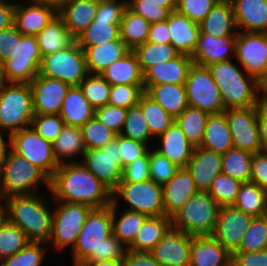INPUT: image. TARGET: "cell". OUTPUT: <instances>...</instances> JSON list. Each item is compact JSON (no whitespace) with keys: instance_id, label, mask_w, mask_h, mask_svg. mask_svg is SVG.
<instances>
[{"instance_id":"obj_69","label":"cell","mask_w":267,"mask_h":266,"mask_svg":"<svg viewBox=\"0 0 267 266\" xmlns=\"http://www.w3.org/2000/svg\"><path fill=\"white\" fill-rule=\"evenodd\" d=\"M15 3L7 1L0 2V30L14 25Z\"/></svg>"},{"instance_id":"obj_40","label":"cell","mask_w":267,"mask_h":266,"mask_svg":"<svg viewBox=\"0 0 267 266\" xmlns=\"http://www.w3.org/2000/svg\"><path fill=\"white\" fill-rule=\"evenodd\" d=\"M233 207L252 215H267V192L254 182H243Z\"/></svg>"},{"instance_id":"obj_31","label":"cell","mask_w":267,"mask_h":266,"mask_svg":"<svg viewBox=\"0 0 267 266\" xmlns=\"http://www.w3.org/2000/svg\"><path fill=\"white\" fill-rule=\"evenodd\" d=\"M98 0H71L59 12L64 25L76 39L94 20Z\"/></svg>"},{"instance_id":"obj_11","label":"cell","mask_w":267,"mask_h":266,"mask_svg":"<svg viewBox=\"0 0 267 266\" xmlns=\"http://www.w3.org/2000/svg\"><path fill=\"white\" fill-rule=\"evenodd\" d=\"M185 88L189 106L199 108L209 115L225 111L219 87L207 67L193 64Z\"/></svg>"},{"instance_id":"obj_37","label":"cell","mask_w":267,"mask_h":266,"mask_svg":"<svg viewBox=\"0 0 267 266\" xmlns=\"http://www.w3.org/2000/svg\"><path fill=\"white\" fill-rule=\"evenodd\" d=\"M171 227V217L169 216L149 217L128 249L149 252L162 240Z\"/></svg>"},{"instance_id":"obj_5","label":"cell","mask_w":267,"mask_h":266,"mask_svg":"<svg viewBox=\"0 0 267 266\" xmlns=\"http://www.w3.org/2000/svg\"><path fill=\"white\" fill-rule=\"evenodd\" d=\"M219 209L207 191H198L171 216L172 227L190 236H212Z\"/></svg>"},{"instance_id":"obj_22","label":"cell","mask_w":267,"mask_h":266,"mask_svg":"<svg viewBox=\"0 0 267 266\" xmlns=\"http://www.w3.org/2000/svg\"><path fill=\"white\" fill-rule=\"evenodd\" d=\"M198 191H208L214 178L222 172V154L202 147L194 148L187 164Z\"/></svg>"},{"instance_id":"obj_13","label":"cell","mask_w":267,"mask_h":266,"mask_svg":"<svg viewBox=\"0 0 267 266\" xmlns=\"http://www.w3.org/2000/svg\"><path fill=\"white\" fill-rule=\"evenodd\" d=\"M113 201L122 197L131 211L148 217L165 215L163 206L162 186L152 180L129 183L120 182L119 187L112 193Z\"/></svg>"},{"instance_id":"obj_35","label":"cell","mask_w":267,"mask_h":266,"mask_svg":"<svg viewBox=\"0 0 267 266\" xmlns=\"http://www.w3.org/2000/svg\"><path fill=\"white\" fill-rule=\"evenodd\" d=\"M201 147L221 154L234 147L224 112L209 115Z\"/></svg>"},{"instance_id":"obj_62","label":"cell","mask_w":267,"mask_h":266,"mask_svg":"<svg viewBox=\"0 0 267 266\" xmlns=\"http://www.w3.org/2000/svg\"><path fill=\"white\" fill-rule=\"evenodd\" d=\"M126 8V0H98V9L94 18L122 19Z\"/></svg>"},{"instance_id":"obj_74","label":"cell","mask_w":267,"mask_h":266,"mask_svg":"<svg viewBox=\"0 0 267 266\" xmlns=\"http://www.w3.org/2000/svg\"><path fill=\"white\" fill-rule=\"evenodd\" d=\"M159 3V6L166 8L169 12L177 10V0H149Z\"/></svg>"},{"instance_id":"obj_46","label":"cell","mask_w":267,"mask_h":266,"mask_svg":"<svg viewBox=\"0 0 267 266\" xmlns=\"http://www.w3.org/2000/svg\"><path fill=\"white\" fill-rule=\"evenodd\" d=\"M132 51L137 56L143 73L156 64L173 60L180 55L171 43L157 44L148 41L135 47Z\"/></svg>"},{"instance_id":"obj_73","label":"cell","mask_w":267,"mask_h":266,"mask_svg":"<svg viewBox=\"0 0 267 266\" xmlns=\"http://www.w3.org/2000/svg\"><path fill=\"white\" fill-rule=\"evenodd\" d=\"M80 266H124L123 261L104 260L97 262H83Z\"/></svg>"},{"instance_id":"obj_20","label":"cell","mask_w":267,"mask_h":266,"mask_svg":"<svg viewBox=\"0 0 267 266\" xmlns=\"http://www.w3.org/2000/svg\"><path fill=\"white\" fill-rule=\"evenodd\" d=\"M194 61L191 56L180 54L173 60H168L148 68L144 73V91L153 85L185 84L188 73Z\"/></svg>"},{"instance_id":"obj_75","label":"cell","mask_w":267,"mask_h":266,"mask_svg":"<svg viewBox=\"0 0 267 266\" xmlns=\"http://www.w3.org/2000/svg\"><path fill=\"white\" fill-rule=\"evenodd\" d=\"M4 204H5V206H3L2 203H0V227L7 220V207H6V202H4Z\"/></svg>"},{"instance_id":"obj_29","label":"cell","mask_w":267,"mask_h":266,"mask_svg":"<svg viewBox=\"0 0 267 266\" xmlns=\"http://www.w3.org/2000/svg\"><path fill=\"white\" fill-rule=\"evenodd\" d=\"M80 47L84 50L89 74H100L130 51L121 38L94 46Z\"/></svg>"},{"instance_id":"obj_21","label":"cell","mask_w":267,"mask_h":266,"mask_svg":"<svg viewBox=\"0 0 267 266\" xmlns=\"http://www.w3.org/2000/svg\"><path fill=\"white\" fill-rule=\"evenodd\" d=\"M236 36L216 38L207 33H200L197 45L191 54L194 64L207 67L213 63L231 60L230 54L235 55Z\"/></svg>"},{"instance_id":"obj_1","label":"cell","mask_w":267,"mask_h":266,"mask_svg":"<svg viewBox=\"0 0 267 266\" xmlns=\"http://www.w3.org/2000/svg\"><path fill=\"white\" fill-rule=\"evenodd\" d=\"M128 251L122 241L112 234V203L92 209L72 249L73 266L83 262L104 260L123 261Z\"/></svg>"},{"instance_id":"obj_24","label":"cell","mask_w":267,"mask_h":266,"mask_svg":"<svg viewBox=\"0 0 267 266\" xmlns=\"http://www.w3.org/2000/svg\"><path fill=\"white\" fill-rule=\"evenodd\" d=\"M197 192L191 173L187 168H179L177 173L162 186L165 216L171 217Z\"/></svg>"},{"instance_id":"obj_39","label":"cell","mask_w":267,"mask_h":266,"mask_svg":"<svg viewBox=\"0 0 267 266\" xmlns=\"http://www.w3.org/2000/svg\"><path fill=\"white\" fill-rule=\"evenodd\" d=\"M122 19L94 18L92 23L76 38L79 46H94L120 38Z\"/></svg>"},{"instance_id":"obj_72","label":"cell","mask_w":267,"mask_h":266,"mask_svg":"<svg viewBox=\"0 0 267 266\" xmlns=\"http://www.w3.org/2000/svg\"><path fill=\"white\" fill-rule=\"evenodd\" d=\"M37 1L49 7H52L57 12H59L71 0H37Z\"/></svg>"},{"instance_id":"obj_45","label":"cell","mask_w":267,"mask_h":266,"mask_svg":"<svg viewBox=\"0 0 267 266\" xmlns=\"http://www.w3.org/2000/svg\"><path fill=\"white\" fill-rule=\"evenodd\" d=\"M138 105L143 112L148 128L153 136L158 137L163 134L175 122V118L168 114L146 92L140 97Z\"/></svg>"},{"instance_id":"obj_41","label":"cell","mask_w":267,"mask_h":266,"mask_svg":"<svg viewBox=\"0 0 267 266\" xmlns=\"http://www.w3.org/2000/svg\"><path fill=\"white\" fill-rule=\"evenodd\" d=\"M52 151L59 164L86 151L81 127L65 125L60 135L52 142ZM63 158V159H62Z\"/></svg>"},{"instance_id":"obj_42","label":"cell","mask_w":267,"mask_h":266,"mask_svg":"<svg viewBox=\"0 0 267 266\" xmlns=\"http://www.w3.org/2000/svg\"><path fill=\"white\" fill-rule=\"evenodd\" d=\"M150 25L151 23L142 16L126 8L120 22V38L130 50H133L147 42Z\"/></svg>"},{"instance_id":"obj_65","label":"cell","mask_w":267,"mask_h":266,"mask_svg":"<svg viewBox=\"0 0 267 266\" xmlns=\"http://www.w3.org/2000/svg\"><path fill=\"white\" fill-rule=\"evenodd\" d=\"M17 43V28L15 25L0 30V64L4 63L12 54Z\"/></svg>"},{"instance_id":"obj_8","label":"cell","mask_w":267,"mask_h":266,"mask_svg":"<svg viewBox=\"0 0 267 266\" xmlns=\"http://www.w3.org/2000/svg\"><path fill=\"white\" fill-rule=\"evenodd\" d=\"M42 54L36 36L22 35L17 30V43L12 54L2 63V77L6 83H27L38 75Z\"/></svg>"},{"instance_id":"obj_32","label":"cell","mask_w":267,"mask_h":266,"mask_svg":"<svg viewBox=\"0 0 267 266\" xmlns=\"http://www.w3.org/2000/svg\"><path fill=\"white\" fill-rule=\"evenodd\" d=\"M100 75L111 85H144V75L135 53L130 50Z\"/></svg>"},{"instance_id":"obj_18","label":"cell","mask_w":267,"mask_h":266,"mask_svg":"<svg viewBox=\"0 0 267 266\" xmlns=\"http://www.w3.org/2000/svg\"><path fill=\"white\" fill-rule=\"evenodd\" d=\"M34 115L59 114L71 85L59 79L37 75L30 83Z\"/></svg>"},{"instance_id":"obj_49","label":"cell","mask_w":267,"mask_h":266,"mask_svg":"<svg viewBox=\"0 0 267 266\" xmlns=\"http://www.w3.org/2000/svg\"><path fill=\"white\" fill-rule=\"evenodd\" d=\"M120 135L150 145L148 141L153 136L138 104L128 109Z\"/></svg>"},{"instance_id":"obj_2","label":"cell","mask_w":267,"mask_h":266,"mask_svg":"<svg viewBox=\"0 0 267 266\" xmlns=\"http://www.w3.org/2000/svg\"><path fill=\"white\" fill-rule=\"evenodd\" d=\"M50 193L54 201L84 204L92 209L109 206L112 192L82 163L59 164L50 179Z\"/></svg>"},{"instance_id":"obj_71","label":"cell","mask_w":267,"mask_h":266,"mask_svg":"<svg viewBox=\"0 0 267 266\" xmlns=\"http://www.w3.org/2000/svg\"><path fill=\"white\" fill-rule=\"evenodd\" d=\"M10 144V139L9 142L5 143L4 136H2V132L0 131V169L6 160L7 153L10 150ZM7 146L8 148H6Z\"/></svg>"},{"instance_id":"obj_68","label":"cell","mask_w":267,"mask_h":266,"mask_svg":"<svg viewBox=\"0 0 267 266\" xmlns=\"http://www.w3.org/2000/svg\"><path fill=\"white\" fill-rule=\"evenodd\" d=\"M257 120L262 151L267 152V100L258 105Z\"/></svg>"},{"instance_id":"obj_61","label":"cell","mask_w":267,"mask_h":266,"mask_svg":"<svg viewBox=\"0 0 267 266\" xmlns=\"http://www.w3.org/2000/svg\"><path fill=\"white\" fill-rule=\"evenodd\" d=\"M145 180H150L149 151L123 168L121 182L136 183Z\"/></svg>"},{"instance_id":"obj_30","label":"cell","mask_w":267,"mask_h":266,"mask_svg":"<svg viewBox=\"0 0 267 266\" xmlns=\"http://www.w3.org/2000/svg\"><path fill=\"white\" fill-rule=\"evenodd\" d=\"M200 33L216 38L237 35L233 5L231 1L219 0L205 19L199 23Z\"/></svg>"},{"instance_id":"obj_25","label":"cell","mask_w":267,"mask_h":266,"mask_svg":"<svg viewBox=\"0 0 267 266\" xmlns=\"http://www.w3.org/2000/svg\"><path fill=\"white\" fill-rule=\"evenodd\" d=\"M167 25L170 43L180 54L191 56L200 36L199 24L176 10L168 15Z\"/></svg>"},{"instance_id":"obj_76","label":"cell","mask_w":267,"mask_h":266,"mask_svg":"<svg viewBox=\"0 0 267 266\" xmlns=\"http://www.w3.org/2000/svg\"><path fill=\"white\" fill-rule=\"evenodd\" d=\"M4 83L3 77H2V64H0V87Z\"/></svg>"},{"instance_id":"obj_28","label":"cell","mask_w":267,"mask_h":266,"mask_svg":"<svg viewBox=\"0 0 267 266\" xmlns=\"http://www.w3.org/2000/svg\"><path fill=\"white\" fill-rule=\"evenodd\" d=\"M159 137L161 147L155 148V150L179 168H186L195 147L188 142L177 123L174 122Z\"/></svg>"},{"instance_id":"obj_14","label":"cell","mask_w":267,"mask_h":266,"mask_svg":"<svg viewBox=\"0 0 267 266\" xmlns=\"http://www.w3.org/2000/svg\"><path fill=\"white\" fill-rule=\"evenodd\" d=\"M81 163L113 193L122 181L119 135L103 148L86 150Z\"/></svg>"},{"instance_id":"obj_51","label":"cell","mask_w":267,"mask_h":266,"mask_svg":"<svg viewBox=\"0 0 267 266\" xmlns=\"http://www.w3.org/2000/svg\"><path fill=\"white\" fill-rule=\"evenodd\" d=\"M28 243L24 232L6 220L0 227V261L16 254Z\"/></svg>"},{"instance_id":"obj_6","label":"cell","mask_w":267,"mask_h":266,"mask_svg":"<svg viewBox=\"0 0 267 266\" xmlns=\"http://www.w3.org/2000/svg\"><path fill=\"white\" fill-rule=\"evenodd\" d=\"M39 182H43L50 190V178L10 148L0 169V196L7 198L35 194Z\"/></svg>"},{"instance_id":"obj_26","label":"cell","mask_w":267,"mask_h":266,"mask_svg":"<svg viewBox=\"0 0 267 266\" xmlns=\"http://www.w3.org/2000/svg\"><path fill=\"white\" fill-rule=\"evenodd\" d=\"M232 255L213 236H193L190 266H227Z\"/></svg>"},{"instance_id":"obj_44","label":"cell","mask_w":267,"mask_h":266,"mask_svg":"<svg viewBox=\"0 0 267 266\" xmlns=\"http://www.w3.org/2000/svg\"><path fill=\"white\" fill-rule=\"evenodd\" d=\"M252 153L231 148L222 154V173L243 182H249L252 173Z\"/></svg>"},{"instance_id":"obj_52","label":"cell","mask_w":267,"mask_h":266,"mask_svg":"<svg viewBox=\"0 0 267 266\" xmlns=\"http://www.w3.org/2000/svg\"><path fill=\"white\" fill-rule=\"evenodd\" d=\"M81 129L86 150L103 148L117 136L114 131L104 126L95 116L88 120Z\"/></svg>"},{"instance_id":"obj_67","label":"cell","mask_w":267,"mask_h":266,"mask_svg":"<svg viewBox=\"0 0 267 266\" xmlns=\"http://www.w3.org/2000/svg\"><path fill=\"white\" fill-rule=\"evenodd\" d=\"M147 41L157 44H170V33L167 19L150 25Z\"/></svg>"},{"instance_id":"obj_3","label":"cell","mask_w":267,"mask_h":266,"mask_svg":"<svg viewBox=\"0 0 267 266\" xmlns=\"http://www.w3.org/2000/svg\"><path fill=\"white\" fill-rule=\"evenodd\" d=\"M7 220L19 227L29 242L49 243L53 212L38 194L14 195L4 198Z\"/></svg>"},{"instance_id":"obj_47","label":"cell","mask_w":267,"mask_h":266,"mask_svg":"<svg viewBox=\"0 0 267 266\" xmlns=\"http://www.w3.org/2000/svg\"><path fill=\"white\" fill-rule=\"evenodd\" d=\"M79 87L95 110L109 103L111 85L100 74H88Z\"/></svg>"},{"instance_id":"obj_64","label":"cell","mask_w":267,"mask_h":266,"mask_svg":"<svg viewBox=\"0 0 267 266\" xmlns=\"http://www.w3.org/2000/svg\"><path fill=\"white\" fill-rule=\"evenodd\" d=\"M232 263L235 266H267V249L251 253L236 252L232 255Z\"/></svg>"},{"instance_id":"obj_54","label":"cell","mask_w":267,"mask_h":266,"mask_svg":"<svg viewBox=\"0 0 267 266\" xmlns=\"http://www.w3.org/2000/svg\"><path fill=\"white\" fill-rule=\"evenodd\" d=\"M153 150L149 149L150 180L163 186L177 173L179 167Z\"/></svg>"},{"instance_id":"obj_63","label":"cell","mask_w":267,"mask_h":266,"mask_svg":"<svg viewBox=\"0 0 267 266\" xmlns=\"http://www.w3.org/2000/svg\"><path fill=\"white\" fill-rule=\"evenodd\" d=\"M250 181L267 192V152L260 151L253 155Z\"/></svg>"},{"instance_id":"obj_43","label":"cell","mask_w":267,"mask_h":266,"mask_svg":"<svg viewBox=\"0 0 267 266\" xmlns=\"http://www.w3.org/2000/svg\"><path fill=\"white\" fill-rule=\"evenodd\" d=\"M209 114L199 108L188 106L175 122L187 137L188 142L196 147H201L205 126Z\"/></svg>"},{"instance_id":"obj_27","label":"cell","mask_w":267,"mask_h":266,"mask_svg":"<svg viewBox=\"0 0 267 266\" xmlns=\"http://www.w3.org/2000/svg\"><path fill=\"white\" fill-rule=\"evenodd\" d=\"M238 31L267 33V0H232Z\"/></svg>"},{"instance_id":"obj_66","label":"cell","mask_w":267,"mask_h":266,"mask_svg":"<svg viewBox=\"0 0 267 266\" xmlns=\"http://www.w3.org/2000/svg\"><path fill=\"white\" fill-rule=\"evenodd\" d=\"M123 264L124 266H161L150 252L129 249L123 259Z\"/></svg>"},{"instance_id":"obj_56","label":"cell","mask_w":267,"mask_h":266,"mask_svg":"<svg viewBox=\"0 0 267 266\" xmlns=\"http://www.w3.org/2000/svg\"><path fill=\"white\" fill-rule=\"evenodd\" d=\"M65 123L59 114L34 115L31 127L45 140L53 142L61 133Z\"/></svg>"},{"instance_id":"obj_10","label":"cell","mask_w":267,"mask_h":266,"mask_svg":"<svg viewBox=\"0 0 267 266\" xmlns=\"http://www.w3.org/2000/svg\"><path fill=\"white\" fill-rule=\"evenodd\" d=\"M56 205L48 244L55 246L58 251L69 246L72 250L92 208L84 204L59 201H56Z\"/></svg>"},{"instance_id":"obj_17","label":"cell","mask_w":267,"mask_h":266,"mask_svg":"<svg viewBox=\"0 0 267 266\" xmlns=\"http://www.w3.org/2000/svg\"><path fill=\"white\" fill-rule=\"evenodd\" d=\"M254 217L233 206L220 207L213 237L231 254L236 253Z\"/></svg>"},{"instance_id":"obj_48","label":"cell","mask_w":267,"mask_h":266,"mask_svg":"<svg viewBox=\"0 0 267 266\" xmlns=\"http://www.w3.org/2000/svg\"><path fill=\"white\" fill-rule=\"evenodd\" d=\"M241 185V181L221 172L214 178L207 192L220 207L233 206Z\"/></svg>"},{"instance_id":"obj_7","label":"cell","mask_w":267,"mask_h":266,"mask_svg":"<svg viewBox=\"0 0 267 266\" xmlns=\"http://www.w3.org/2000/svg\"><path fill=\"white\" fill-rule=\"evenodd\" d=\"M34 117L30 84L7 83L0 87V129L10 135L30 127Z\"/></svg>"},{"instance_id":"obj_55","label":"cell","mask_w":267,"mask_h":266,"mask_svg":"<svg viewBox=\"0 0 267 266\" xmlns=\"http://www.w3.org/2000/svg\"><path fill=\"white\" fill-rule=\"evenodd\" d=\"M144 92V85H114L111 86L108 104L129 109L139 103Z\"/></svg>"},{"instance_id":"obj_50","label":"cell","mask_w":267,"mask_h":266,"mask_svg":"<svg viewBox=\"0 0 267 266\" xmlns=\"http://www.w3.org/2000/svg\"><path fill=\"white\" fill-rule=\"evenodd\" d=\"M267 249V215L254 217L237 252L251 253Z\"/></svg>"},{"instance_id":"obj_58","label":"cell","mask_w":267,"mask_h":266,"mask_svg":"<svg viewBox=\"0 0 267 266\" xmlns=\"http://www.w3.org/2000/svg\"><path fill=\"white\" fill-rule=\"evenodd\" d=\"M219 0H177V11L196 23L202 22Z\"/></svg>"},{"instance_id":"obj_34","label":"cell","mask_w":267,"mask_h":266,"mask_svg":"<svg viewBox=\"0 0 267 266\" xmlns=\"http://www.w3.org/2000/svg\"><path fill=\"white\" fill-rule=\"evenodd\" d=\"M36 37L42 56L67 49L76 41L58 14Z\"/></svg>"},{"instance_id":"obj_59","label":"cell","mask_w":267,"mask_h":266,"mask_svg":"<svg viewBox=\"0 0 267 266\" xmlns=\"http://www.w3.org/2000/svg\"><path fill=\"white\" fill-rule=\"evenodd\" d=\"M128 109L106 104L95 110V117L107 128L120 134Z\"/></svg>"},{"instance_id":"obj_16","label":"cell","mask_w":267,"mask_h":266,"mask_svg":"<svg viewBox=\"0 0 267 266\" xmlns=\"http://www.w3.org/2000/svg\"><path fill=\"white\" fill-rule=\"evenodd\" d=\"M234 56L247 74L258 79L267 65V33L238 31Z\"/></svg>"},{"instance_id":"obj_23","label":"cell","mask_w":267,"mask_h":266,"mask_svg":"<svg viewBox=\"0 0 267 266\" xmlns=\"http://www.w3.org/2000/svg\"><path fill=\"white\" fill-rule=\"evenodd\" d=\"M26 5L16 4L14 25L22 35L36 36L58 14V12L37 0Z\"/></svg>"},{"instance_id":"obj_38","label":"cell","mask_w":267,"mask_h":266,"mask_svg":"<svg viewBox=\"0 0 267 266\" xmlns=\"http://www.w3.org/2000/svg\"><path fill=\"white\" fill-rule=\"evenodd\" d=\"M117 205V201L112 202V234L129 247L134 242L138 231L149 217L128 209L118 217Z\"/></svg>"},{"instance_id":"obj_77","label":"cell","mask_w":267,"mask_h":266,"mask_svg":"<svg viewBox=\"0 0 267 266\" xmlns=\"http://www.w3.org/2000/svg\"><path fill=\"white\" fill-rule=\"evenodd\" d=\"M227 266H235L232 262L230 264H228Z\"/></svg>"},{"instance_id":"obj_15","label":"cell","mask_w":267,"mask_h":266,"mask_svg":"<svg viewBox=\"0 0 267 266\" xmlns=\"http://www.w3.org/2000/svg\"><path fill=\"white\" fill-rule=\"evenodd\" d=\"M258 106L226 109V116L231 131L234 148L248 151L252 154L262 151L260 144Z\"/></svg>"},{"instance_id":"obj_19","label":"cell","mask_w":267,"mask_h":266,"mask_svg":"<svg viewBox=\"0 0 267 266\" xmlns=\"http://www.w3.org/2000/svg\"><path fill=\"white\" fill-rule=\"evenodd\" d=\"M192 237L171 227L149 252L161 266H190Z\"/></svg>"},{"instance_id":"obj_9","label":"cell","mask_w":267,"mask_h":266,"mask_svg":"<svg viewBox=\"0 0 267 266\" xmlns=\"http://www.w3.org/2000/svg\"><path fill=\"white\" fill-rule=\"evenodd\" d=\"M38 74L79 86L89 74L84 50L75 41L67 49L42 56Z\"/></svg>"},{"instance_id":"obj_33","label":"cell","mask_w":267,"mask_h":266,"mask_svg":"<svg viewBox=\"0 0 267 266\" xmlns=\"http://www.w3.org/2000/svg\"><path fill=\"white\" fill-rule=\"evenodd\" d=\"M61 119L68 126L82 127L95 115V109L84 97L79 86H71L63 100Z\"/></svg>"},{"instance_id":"obj_12","label":"cell","mask_w":267,"mask_h":266,"mask_svg":"<svg viewBox=\"0 0 267 266\" xmlns=\"http://www.w3.org/2000/svg\"><path fill=\"white\" fill-rule=\"evenodd\" d=\"M10 148L40 168L50 179L59 167L52 151V142L41 137L33 127L10 135Z\"/></svg>"},{"instance_id":"obj_57","label":"cell","mask_w":267,"mask_h":266,"mask_svg":"<svg viewBox=\"0 0 267 266\" xmlns=\"http://www.w3.org/2000/svg\"><path fill=\"white\" fill-rule=\"evenodd\" d=\"M127 8L151 24L165 21L170 14L166 8L159 6V3L149 0H127Z\"/></svg>"},{"instance_id":"obj_70","label":"cell","mask_w":267,"mask_h":266,"mask_svg":"<svg viewBox=\"0 0 267 266\" xmlns=\"http://www.w3.org/2000/svg\"><path fill=\"white\" fill-rule=\"evenodd\" d=\"M257 87L259 91V95L261 92V97L264 100H267V65L263 71V73L257 79Z\"/></svg>"},{"instance_id":"obj_60","label":"cell","mask_w":267,"mask_h":266,"mask_svg":"<svg viewBox=\"0 0 267 266\" xmlns=\"http://www.w3.org/2000/svg\"><path fill=\"white\" fill-rule=\"evenodd\" d=\"M149 149L148 145L119 134V152L122 158V169L136 159L143 157Z\"/></svg>"},{"instance_id":"obj_53","label":"cell","mask_w":267,"mask_h":266,"mask_svg":"<svg viewBox=\"0 0 267 266\" xmlns=\"http://www.w3.org/2000/svg\"><path fill=\"white\" fill-rule=\"evenodd\" d=\"M41 242H29L22 250L0 261V266H41L46 249Z\"/></svg>"},{"instance_id":"obj_36","label":"cell","mask_w":267,"mask_h":266,"mask_svg":"<svg viewBox=\"0 0 267 266\" xmlns=\"http://www.w3.org/2000/svg\"><path fill=\"white\" fill-rule=\"evenodd\" d=\"M146 93L173 118L180 116L189 106L185 84L153 85Z\"/></svg>"},{"instance_id":"obj_4","label":"cell","mask_w":267,"mask_h":266,"mask_svg":"<svg viewBox=\"0 0 267 266\" xmlns=\"http://www.w3.org/2000/svg\"><path fill=\"white\" fill-rule=\"evenodd\" d=\"M207 68L219 87L225 110L258 106L264 100L258 95L257 79L232 60L213 63Z\"/></svg>"}]
</instances>
